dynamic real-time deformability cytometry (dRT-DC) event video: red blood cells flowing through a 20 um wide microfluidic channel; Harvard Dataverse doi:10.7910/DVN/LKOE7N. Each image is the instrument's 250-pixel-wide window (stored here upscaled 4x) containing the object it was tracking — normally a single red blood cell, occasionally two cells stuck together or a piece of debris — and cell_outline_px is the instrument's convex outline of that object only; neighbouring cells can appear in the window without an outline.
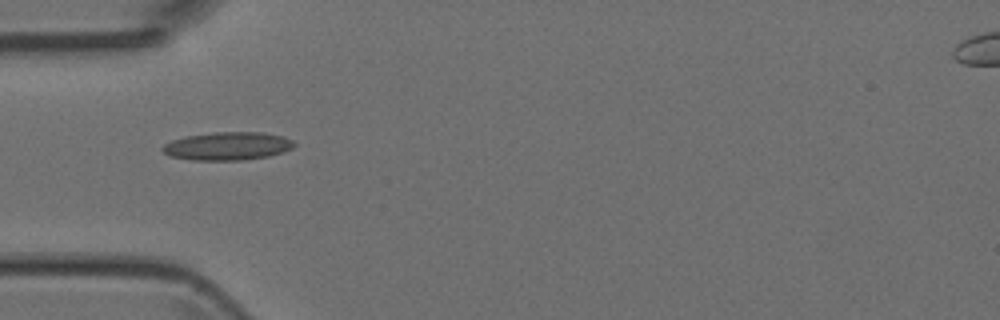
{"species": "Egyptian fruit bat (a non-hibernating species)", "species_latin": "Rousettus aegyptiacus", "temperature_condition": "room temperature", "stored_images_in_passage": 35, "camera_frame_rate_fps": 3000, "um_per_image_px": 0.085, "animal": {"sex": "female"}, "frame": {"image": 1, "passage_image": 1, "time_ms": 0.0, "image_size_px": [1000, 320], "cell_outline_px": [[296, 144], [292, 148], [284, 152], [268, 156], [240, 160], [192, 160], [172, 156], [164, 152], [160, 148], [164, 144], [172, 140], [184, 136], [212, 132], [264, 132], [280, 136], [292, 140]], "centroid_in_image_um": [19.33, 12.41], "position_along_channel_um": 65.7, "area_um2": 21.56}}
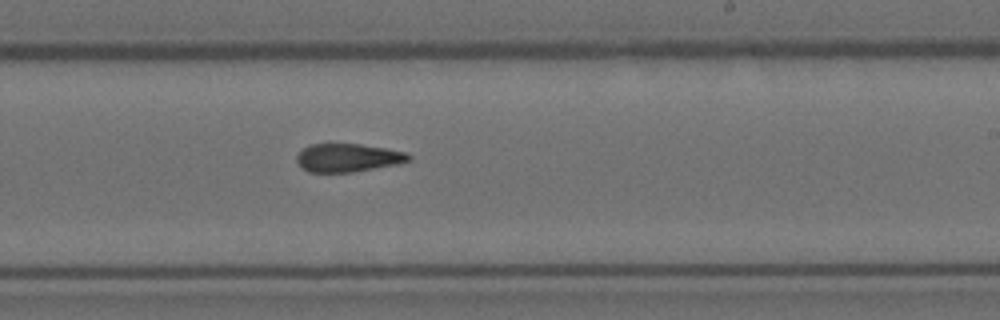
{"frame": {"image": 2, "passage_image": 15, "time_ms": 4.667, "image_size_px": [1000, 320], "cell_outline_px": [[412, 160], [396, 164], [352, 172], [308, 172], [300, 168], [296, 160], [296, 156], [304, 148], [312, 144], [360, 144], [384, 148], [404, 152], [412, 156]], "centroid_in_image_um": [29.54, 13.41], "position_along_channel_um": 259.5, "area_um2": 18.32}}
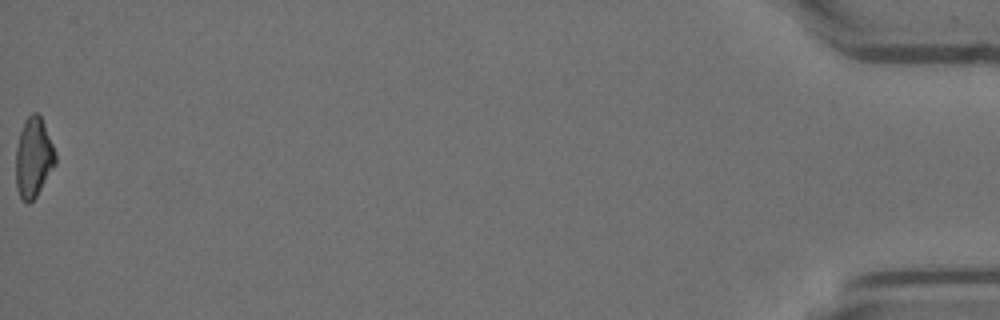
{"frame": {"image": 3, "passage_image": 35, "time_ms": 11.333, "image_size_px": [1000, 320], "cell_outline_px": [[56, 164], [36, 196], [28, 204], [20, 196], [16, 188], [16, 148], [20, 132], [24, 120], [32, 112], [36, 112], [40, 116], [44, 124], [56, 152]], "centroid_in_image_um": [2.85, 13.38], "position_along_channel_um": 432.4, "area_um2": 18.32}}